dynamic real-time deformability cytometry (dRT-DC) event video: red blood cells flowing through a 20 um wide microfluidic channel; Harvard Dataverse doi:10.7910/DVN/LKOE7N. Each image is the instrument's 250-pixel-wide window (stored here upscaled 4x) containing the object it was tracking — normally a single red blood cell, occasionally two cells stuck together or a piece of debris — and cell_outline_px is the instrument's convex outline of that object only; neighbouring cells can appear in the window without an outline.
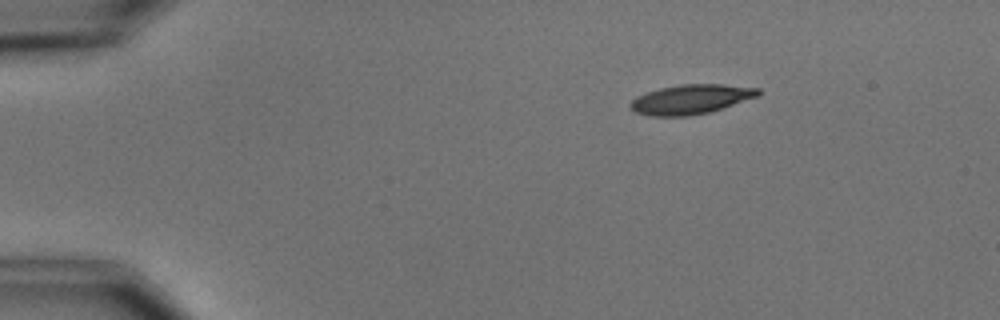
{"species": "common noctule bat (a hibernating species)", "species_latin": "Nyctalus noctula", "temperature_condition": "cold", "stored_images_in_passage": 3, "camera_frame_rate_fps": 3000, "um_per_image_px": 0.085, "animal": {"sex": "male", "body_mass_g": 15.6}, "frame": {"image": 1, "passage_image": 1, "time_ms": 0.0, "image_size_px": [1000, 320], "cell_outline_px": [[760, 96], [708, 112], [688, 116], [648, 116], [636, 112], [628, 108], [628, 104], [636, 96], [660, 88], [680, 84], [724, 84], [760, 88]], "centroid_in_image_um": [58.71, 8.43], "position_along_channel_um": 26.3, "area_um2": 22.08}}
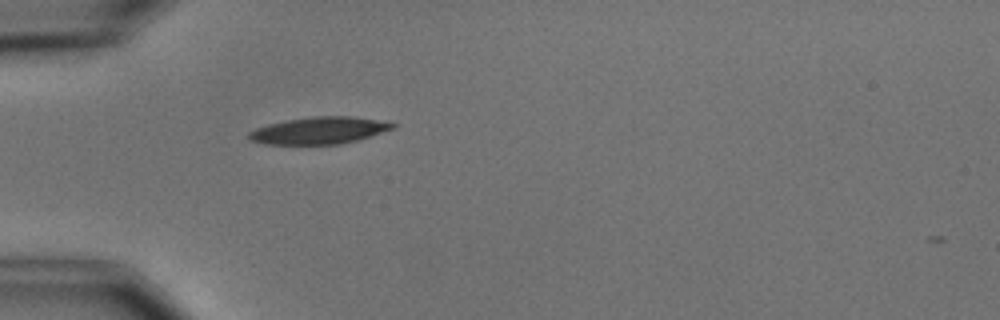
{"frame": {"image": 2, "passage_image": 3, "time_ms": 2.667, "image_size_px": [1000, 320], "cell_outline_px": [[396, 128], [356, 140], [340, 144], [264, 144], [248, 140], [248, 132], [256, 128], [268, 124], [288, 120], [312, 116], [352, 116], [376, 120], [396, 124]], "centroid_in_image_um": [27.09, 11.09], "position_along_channel_um": 57.9, "area_um2": 22.48}}